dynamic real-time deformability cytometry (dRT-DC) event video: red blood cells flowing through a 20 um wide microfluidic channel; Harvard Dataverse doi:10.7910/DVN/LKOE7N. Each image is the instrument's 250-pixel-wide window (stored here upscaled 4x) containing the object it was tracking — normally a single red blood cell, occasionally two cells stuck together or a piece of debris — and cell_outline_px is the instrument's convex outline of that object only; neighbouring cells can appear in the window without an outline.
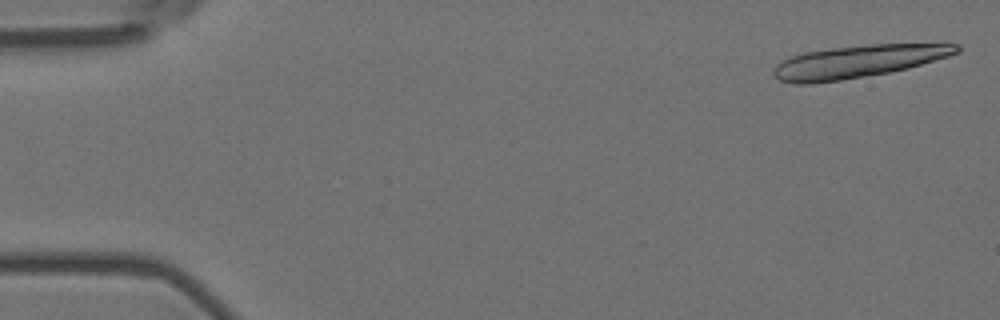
{"species": "Egyptian fruit bat (a non-hibernating species)", "species_latin": "Rousettus aegyptiacus", "temperature_condition": "room temperature", "stored_images_in_passage": 4, "camera_frame_rate_fps": 3000, "um_per_image_px": 0.085, "animal": {"sex": "female"}, "frame": {"image": 1, "passage_image": 1, "time_ms": 0.0, "image_size_px": [1000, 320], "cell_outline_px": [[960, 52], [948, 56], [908, 68], [888, 72], [840, 80], [812, 84], [796, 84], [780, 80], [772, 72], [776, 64], [792, 56], [804, 52], [860, 44], [960, 44]], "centroid_in_image_um": [72.91, 5.22], "position_along_channel_um": 12.1, "area_um2": 34.45}}